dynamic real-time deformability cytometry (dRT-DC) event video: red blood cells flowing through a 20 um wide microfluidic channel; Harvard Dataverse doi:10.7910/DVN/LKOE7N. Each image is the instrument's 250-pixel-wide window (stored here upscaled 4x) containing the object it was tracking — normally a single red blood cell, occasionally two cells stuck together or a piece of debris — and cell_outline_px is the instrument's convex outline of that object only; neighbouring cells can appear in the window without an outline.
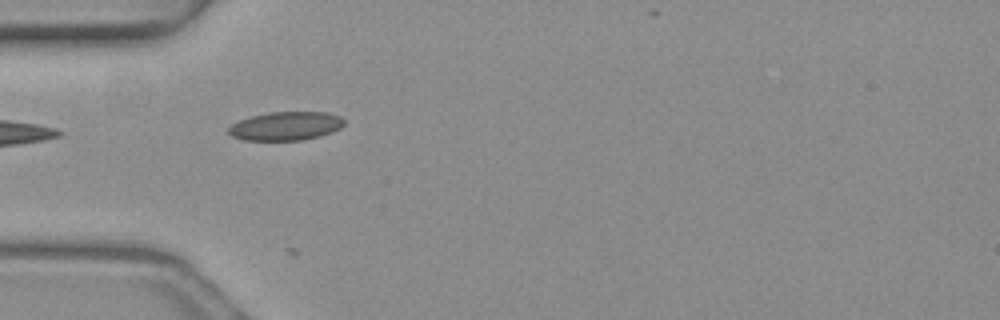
{"species": "common noctule bat (a hibernating species)", "species_latin": "Nyctalus noctula", "temperature_condition": "warm", "stored_images_in_passage": 16, "camera_frame_rate_fps": 3000, "um_per_image_px": 0.085, "animal": {"sex": "female", "body_mass_g": 19.3, "forearm_length_mm": 54.1}, "frame": {"image": 1, "passage_image": 14, "time_ms": 4.333, "image_size_px": [1000, 320], "cell_outline_px": [[344, 124], [340, 128], [332, 132], [320, 136], [300, 140], [244, 140], [232, 136], [228, 132], [228, 128], [232, 124], [240, 120], [252, 116], [268, 112], [328, 112], [340, 116], [344, 120]], "centroid_in_image_um": [24.3, 10.71], "position_along_channel_um": 60.7, "area_um2": 19.25}}